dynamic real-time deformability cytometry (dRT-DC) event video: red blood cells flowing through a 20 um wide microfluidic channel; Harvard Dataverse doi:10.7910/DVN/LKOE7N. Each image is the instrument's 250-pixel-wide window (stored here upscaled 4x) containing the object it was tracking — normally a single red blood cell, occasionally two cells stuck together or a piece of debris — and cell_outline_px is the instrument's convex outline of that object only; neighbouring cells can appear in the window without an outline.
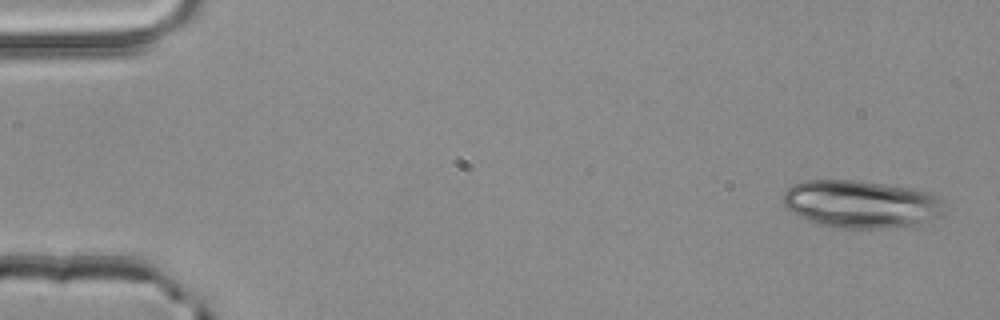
{"species": "common noctule bat (a hibernating species)", "species_latin": "Nyctalus noctula", "temperature_condition": "room temperature", "stored_images_in_passage": 18, "camera_frame_rate_fps": 3000, "um_per_image_px": 0.085, "animal": {"sex": "male", "body_mass_g": 20.4}, "frame": {"image": 1, "passage_image": 1, "time_ms": 0.0, "image_size_px": [1000, 320], "cell_outline_px": [[948, 208], [944, 216], [920, 224], [888, 228], [844, 228], [816, 224], [792, 212], [784, 204], [784, 192], [792, 184], [804, 180], [856, 180], [888, 184], [928, 192], [936, 196], [948, 204]], "centroid_in_image_um": [73.27, 17.35], "position_along_channel_um": 11.7, "area_um2": 45.32}}